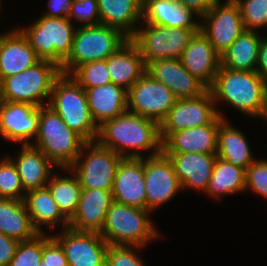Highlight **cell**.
<instances>
[{
    "instance_id": "ffe728a7",
    "label": "cell",
    "mask_w": 267,
    "mask_h": 266,
    "mask_svg": "<svg viewBox=\"0 0 267 266\" xmlns=\"http://www.w3.org/2000/svg\"><path fill=\"white\" fill-rule=\"evenodd\" d=\"M41 59L19 28L0 34V82L35 66Z\"/></svg>"
},
{
    "instance_id": "4dcf8cb0",
    "label": "cell",
    "mask_w": 267,
    "mask_h": 266,
    "mask_svg": "<svg viewBox=\"0 0 267 266\" xmlns=\"http://www.w3.org/2000/svg\"><path fill=\"white\" fill-rule=\"evenodd\" d=\"M262 36L246 30L221 55V66L235 71H256Z\"/></svg>"
},
{
    "instance_id": "681fc988",
    "label": "cell",
    "mask_w": 267,
    "mask_h": 266,
    "mask_svg": "<svg viewBox=\"0 0 267 266\" xmlns=\"http://www.w3.org/2000/svg\"><path fill=\"white\" fill-rule=\"evenodd\" d=\"M1 5H2V0H0V13H1ZM1 17V16H0Z\"/></svg>"
},
{
    "instance_id": "7a4b0ae2",
    "label": "cell",
    "mask_w": 267,
    "mask_h": 266,
    "mask_svg": "<svg viewBox=\"0 0 267 266\" xmlns=\"http://www.w3.org/2000/svg\"><path fill=\"white\" fill-rule=\"evenodd\" d=\"M209 89L216 106L224 102L249 118H260L267 105V81L256 71H235L220 66Z\"/></svg>"
},
{
    "instance_id": "60d3db41",
    "label": "cell",
    "mask_w": 267,
    "mask_h": 266,
    "mask_svg": "<svg viewBox=\"0 0 267 266\" xmlns=\"http://www.w3.org/2000/svg\"><path fill=\"white\" fill-rule=\"evenodd\" d=\"M68 18L72 22L78 21L81 27L100 24L97 0H74Z\"/></svg>"
},
{
    "instance_id": "b9f144b4",
    "label": "cell",
    "mask_w": 267,
    "mask_h": 266,
    "mask_svg": "<svg viewBox=\"0 0 267 266\" xmlns=\"http://www.w3.org/2000/svg\"><path fill=\"white\" fill-rule=\"evenodd\" d=\"M41 262L46 266H69L63 248L53 237L43 246Z\"/></svg>"
},
{
    "instance_id": "c3c4849f",
    "label": "cell",
    "mask_w": 267,
    "mask_h": 266,
    "mask_svg": "<svg viewBox=\"0 0 267 266\" xmlns=\"http://www.w3.org/2000/svg\"><path fill=\"white\" fill-rule=\"evenodd\" d=\"M259 119H262L267 124V105L264 107L262 115H261V117Z\"/></svg>"
},
{
    "instance_id": "f1b7e54d",
    "label": "cell",
    "mask_w": 267,
    "mask_h": 266,
    "mask_svg": "<svg viewBox=\"0 0 267 266\" xmlns=\"http://www.w3.org/2000/svg\"><path fill=\"white\" fill-rule=\"evenodd\" d=\"M24 203L38 233H46L41 227L43 225L48 226L50 231L61 223V229L69 228V220L59 210L47 186L26 192Z\"/></svg>"
},
{
    "instance_id": "7bdbcfd3",
    "label": "cell",
    "mask_w": 267,
    "mask_h": 266,
    "mask_svg": "<svg viewBox=\"0 0 267 266\" xmlns=\"http://www.w3.org/2000/svg\"><path fill=\"white\" fill-rule=\"evenodd\" d=\"M18 241L0 233V266H8L14 257Z\"/></svg>"
},
{
    "instance_id": "e0dca14e",
    "label": "cell",
    "mask_w": 267,
    "mask_h": 266,
    "mask_svg": "<svg viewBox=\"0 0 267 266\" xmlns=\"http://www.w3.org/2000/svg\"><path fill=\"white\" fill-rule=\"evenodd\" d=\"M146 72L169 88L177 99L200 96L208 88L182 65L180 59H158L146 64Z\"/></svg>"
},
{
    "instance_id": "d590c367",
    "label": "cell",
    "mask_w": 267,
    "mask_h": 266,
    "mask_svg": "<svg viewBox=\"0 0 267 266\" xmlns=\"http://www.w3.org/2000/svg\"><path fill=\"white\" fill-rule=\"evenodd\" d=\"M85 90L96 86L110 84L111 78L107 69V59L93 61L78 66L70 74Z\"/></svg>"
},
{
    "instance_id": "3957f363",
    "label": "cell",
    "mask_w": 267,
    "mask_h": 266,
    "mask_svg": "<svg viewBox=\"0 0 267 266\" xmlns=\"http://www.w3.org/2000/svg\"><path fill=\"white\" fill-rule=\"evenodd\" d=\"M147 209L113 202L99 233L109 245L145 248L150 242L163 238L151 220ZM150 217V218H149Z\"/></svg>"
},
{
    "instance_id": "9a60e30c",
    "label": "cell",
    "mask_w": 267,
    "mask_h": 266,
    "mask_svg": "<svg viewBox=\"0 0 267 266\" xmlns=\"http://www.w3.org/2000/svg\"><path fill=\"white\" fill-rule=\"evenodd\" d=\"M60 230L52 237L63 248L69 266H105L109 244L99 233Z\"/></svg>"
},
{
    "instance_id": "83f0119b",
    "label": "cell",
    "mask_w": 267,
    "mask_h": 266,
    "mask_svg": "<svg viewBox=\"0 0 267 266\" xmlns=\"http://www.w3.org/2000/svg\"><path fill=\"white\" fill-rule=\"evenodd\" d=\"M101 23L119 29L129 39L142 23L143 0H97ZM141 21V22H140Z\"/></svg>"
},
{
    "instance_id": "ab89813d",
    "label": "cell",
    "mask_w": 267,
    "mask_h": 266,
    "mask_svg": "<svg viewBox=\"0 0 267 266\" xmlns=\"http://www.w3.org/2000/svg\"><path fill=\"white\" fill-rule=\"evenodd\" d=\"M267 199V159H256L246 168L245 191Z\"/></svg>"
},
{
    "instance_id": "7c38bea8",
    "label": "cell",
    "mask_w": 267,
    "mask_h": 266,
    "mask_svg": "<svg viewBox=\"0 0 267 266\" xmlns=\"http://www.w3.org/2000/svg\"><path fill=\"white\" fill-rule=\"evenodd\" d=\"M200 30L221 56L245 31L240 8L235 0H217L200 18Z\"/></svg>"
},
{
    "instance_id": "8992f818",
    "label": "cell",
    "mask_w": 267,
    "mask_h": 266,
    "mask_svg": "<svg viewBox=\"0 0 267 266\" xmlns=\"http://www.w3.org/2000/svg\"><path fill=\"white\" fill-rule=\"evenodd\" d=\"M128 40L129 38L119 29L102 23L84 27L78 26L71 53L64 61L61 72L70 75L78 66L85 63L106 60Z\"/></svg>"
},
{
    "instance_id": "d4e9b609",
    "label": "cell",
    "mask_w": 267,
    "mask_h": 266,
    "mask_svg": "<svg viewBox=\"0 0 267 266\" xmlns=\"http://www.w3.org/2000/svg\"><path fill=\"white\" fill-rule=\"evenodd\" d=\"M13 161L25 192L44 188L50 181L55 165L37 147L22 145Z\"/></svg>"
},
{
    "instance_id": "603a6c76",
    "label": "cell",
    "mask_w": 267,
    "mask_h": 266,
    "mask_svg": "<svg viewBox=\"0 0 267 266\" xmlns=\"http://www.w3.org/2000/svg\"><path fill=\"white\" fill-rule=\"evenodd\" d=\"M172 161L182 190L207 191L211 178L216 154L182 153L165 154Z\"/></svg>"
},
{
    "instance_id": "5b68a950",
    "label": "cell",
    "mask_w": 267,
    "mask_h": 266,
    "mask_svg": "<svg viewBox=\"0 0 267 266\" xmlns=\"http://www.w3.org/2000/svg\"><path fill=\"white\" fill-rule=\"evenodd\" d=\"M85 143L50 107L40 108L38 133L31 145L43 152L56 168H70Z\"/></svg>"
},
{
    "instance_id": "277c9868",
    "label": "cell",
    "mask_w": 267,
    "mask_h": 266,
    "mask_svg": "<svg viewBox=\"0 0 267 266\" xmlns=\"http://www.w3.org/2000/svg\"><path fill=\"white\" fill-rule=\"evenodd\" d=\"M47 106L86 142L97 140L98 127L91 116L86 91L71 75L62 73L55 80Z\"/></svg>"
},
{
    "instance_id": "bcb514c9",
    "label": "cell",
    "mask_w": 267,
    "mask_h": 266,
    "mask_svg": "<svg viewBox=\"0 0 267 266\" xmlns=\"http://www.w3.org/2000/svg\"><path fill=\"white\" fill-rule=\"evenodd\" d=\"M256 72L267 81V36H262Z\"/></svg>"
},
{
    "instance_id": "4316f807",
    "label": "cell",
    "mask_w": 267,
    "mask_h": 266,
    "mask_svg": "<svg viewBox=\"0 0 267 266\" xmlns=\"http://www.w3.org/2000/svg\"><path fill=\"white\" fill-rule=\"evenodd\" d=\"M111 82L129 90L146 72V64L137 46L129 39L107 58Z\"/></svg>"
},
{
    "instance_id": "9c48e42d",
    "label": "cell",
    "mask_w": 267,
    "mask_h": 266,
    "mask_svg": "<svg viewBox=\"0 0 267 266\" xmlns=\"http://www.w3.org/2000/svg\"><path fill=\"white\" fill-rule=\"evenodd\" d=\"M140 25L130 40L139 49L145 64L158 59H180L190 39L200 30L170 28L149 23Z\"/></svg>"
},
{
    "instance_id": "f546056e",
    "label": "cell",
    "mask_w": 267,
    "mask_h": 266,
    "mask_svg": "<svg viewBox=\"0 0 267 266\" xmlns=\"http://www.w3.org/2000/svg\"><path fill=\"white\" fill-rule=\"evenodd\" d=\"M244 133L230 125L228 119H222L217 133V157L235 166L246 168L256 158Z\"/></svg>"
},
{
    "instance_id": "e575fe53",
    "label": "cell",
    "mask_w": 267,
    "mask_h": 266,
    "mask_svg": "<svg viewBox=\"0 0 267 266\" xmlns=\"http://www.w3.org/2000/svg\"><path fill=\"white\" fill-rule=\"evenodd\" d=\"M52 238L49 233H39L34 238L19 242L8 266H38L43 246Z\"/></svg>"
},
{
    "instance_id": "cb8c5ba5",
    "label": "cell",
    "mask_w": 267,
    "mask_h": 266,
    "mask_svg": "<svg viewBox=\"0 0 267 266\" xmlns=\"http://www.w3.org/2000/svg\"><path fill=\"white\" fill-rule=\"evenodd\" d=\"M196 16V17H195ZM200 17L177 0H143L142 23L184 29H200Z\"/></svg>"
},
{
    "instance_id": "d6986e66",
    "label": "cell",
    "mask_w": 267,
    "mask_h": 266,
    "mask_svg": "<svg viewBox=\"0 0 267 266\" xmlns=\"http://www.w3.org/2000/svg\"><path fill=\"white\" fill-rule=\"evenodd\" d=\"M180 61L184 68L208 89L212 86L221 66V56L201 30L193 35L182 52Z\"/></svg>"
},
{
    "instance_id": "f907efd6",
    "label": "cell",
    "mask_w": 267,
    "mask_h": 266,
    "mask_svg": "<svg viewBox=\"0 0 267 266\" xmlns=\"http://www.w3.org/2000/svg\"><path fill=\"white\" fill-rule=\"evenodd\" d=\"M38 266H46L43 262H41Z\"/></svg>"
},
{
    "instance_id": "8d00e7d4",
    "label": "cell",
    "mask_w": 267,
    "mask_h": 266,
    "mask_svg": "<svg viewBox=\"0 0 267 266\" xmlns=\"http://www.w3.org/2000/svg\"><path fill=\"white\" fill-rule=\"evenodd\" d=\"M25 193L13 161L9 156L2 157L0 160V198L24 200Z\"/></svg>"
},
{
    "instance_id": "4fadbf2b",
    "label": "cell",
    "mask_w": 267,
    "mask_h": 266,
    "mask_svg": "<svg viewBox=\"0 0 267 266\" xmlns=\"http://www.w3.org/2000/svg\"><path fill=\"white\" fill-rule=\"evenodd\" d=\"M176 100L169 88L145 72L128 90L127 110L161 124Z\"/></svg>"
},
{
    "instance_id": "52a82bcc",
    "label": "cell",
    "mask_w": 267,
    "mask_h": 266,
    "mask_svg": "<svg viewBox=\"0 0 267 266\" xmlns=\"http://www.w3.org/2000/svg\"><path fill=\"white\" fill-rule=\"evenodd\" d=\"M72 23L69 18L42 15L33 24L18 28L41 60L51 61L62 67L72 50L77 28Z\"/></svg>"
},
{
    "instance_id": "7dc6e473",
    "label": "cell",
    "mask_w": 267,
    "mask_h": 266,
    "mask_svg": "<svg viewBox=\"0 0 267 266\" xmlns=\"http://www.w3.org/2000/svg\"><path fill=\"white\" fill-rule=\"evenodd\" d=\"M4 103H5V99L3 97L2 86L0 84V116H1V110H2Z\"/></svg>"
},
{
    "instance_id": "2e32d148",
    "label": "cell",
    "mask_w": 267,
    "mask_h": 266,
    "mask_svg": "<svg viewBox=\"0 0 267 266\" xmlns=\"http://www.w3.org/2000/svg\"><path fill=\"white\" fill-rule=\"evenodd\" d=\"M40 108L28 103L5 101L0 116V136L11 143L32 144L38 133Z\"/></svg>"
},
{
    "instance_id": "d6a6232c",
    "label": "cell",
    "mask_w": 267,
    "mask_h": 266,
    "mask_svg": "<svg viewBox=\"0 0 267 266\" xmlns=\"http://www.w3.org/2000/svg\"><path fill=\"white\" fill-rule=\"evenodd\" d=\"M245 173V169L217 157L206 194L217 201L221 200L222 196L243 193Z\"/></svg>"
},
{
    "instance_id": "8fae6325",
    "label": "cell",
    "mask_w": 267,
    "mask_h": 266,
    "mask_svg": "<svg viewBox=\"0 0 267 266\" xmlns=\"http://www.w3.org/2000/svg\"><path fill=\"white\" fill-rule=\"evenodd\" d=\"M218 116L227 119L216 107L210 89L197 97L177 99L160 124L162 143L174 132L211 124Z\"/></svg>"
},
{
    "instance_id": "ba28073f",
    "label": "cell",
    "mask_w": 267,
    "mask_h": 266,
    "mask_svg": "<svg viewBox=\"0 0 267 266\" xmlns=\"http://www.w3.org/2000/svg\"><path fill=\"white\" fill-rule=\"evenodd\" d=\"M61 74L60 66L51 61L41 60L31 68L4 78L0 82L3 97L5 101L46 106L55 80Z\"/></svg>"
},
{
    "instance_id": "44dd1931",
    "label": "cell",
    "mask_w": 267,
    "mask_h": 266,
    "mask_svg": "<svg viewBox=\"0 0 267 266\" xmlns=\"http://www.w3.org/2000/svg\"><path fill=\"white\" fill-rule=\"evenodd\" d=\"M113 202L112 190L81 189L78 208L69 220V228L79 232L100 233Z\"/></svg>"
},
{
    "instance_id": "ee69618b",
    "label": "cell",
    "mask_w": 267,
    "mask_h": 266,
    "mask_svg": "<svg viewBox=\"0 0 267 266\" xmlns=\"http://www.w3.org/2000/svg\"><path fill=\"white\" fill-rule=\"evenodd\" d=\"M74 0H49L48 11L43 15L51 18H68Z\"/></svg>"
},
{
    "instance_id": "5bb4252c",
    "label": "cell",
    "mask_w": 267,
    "mask_h": 266,
    "mask_svg": "<svg viewBox=\"0 0 267 266\" xmlns=\"http://www.w3.org/2000/svg\"><path fill=\"white\" fill-rule=\"evenodd\" d=\"M147 210L154 212L182 191L172 161L163 152L144 157Z\"/></svg>"
},
{
    "instance_id": "6da1fadb",
    "label": "cell",
    "mask_w": 267,
    "mask_h": 266,
    "mask_svg": "<svg viewBox=\"0 0 267 266\" xmlns=\"http://www.w3.org/2000/svg\"><path fill=\"white\" fill-rule=\"evenodd\" d=\"M96 141L123 158L154 157L162 153L160 124L128 110L99 126ZM141 151L149 152L148 156Z\"/></svg>"
},
{
    "instance_id": "74e56055",
    "label": "cell",
    "mask_w": 267,
    "mask_h": 266,
    "mask_svg": "<svg viewBox=\"0 0 267 266\" xmlns=\"http://www.w3.org/2000/svg\"><path fill=\"white\" fill-rule=\"evenodd\" d=\"M246 30H267V0H235Z\"/></svg>"
},
{
    "instance_id": "836d02e7",
    "label": "cell",
    "mask_w": 267,
    "mask_h": 266,
    "mask_svg": "<svg viewBox=\"0 0 267 266\" xmlns=\"http://www.w3.org/2000/svg\"><path fill=\"white\" fill-rule=\"evenodd\" d=\"M62 172H68V176L58 175L56 171L47 184L53 199L62 214L70 220L75 214L81 193V185L77 175L70 168H60ZM72 174V175H70Z\"/></svg>"
},
{
    "instance_id": "ac0fdd59",
    "label": "cell",
    "mask_w": 267,
    "mask_h": 266,
    "mask_svg": "<svg viewBox=\"0 0 267 266\" xmlns=\"http://www.w3.org/2000/svg\"><path fill=\"white\" fill-rule=\"evenodd\" d=\"M112 194L117 203L147 209L144 157L122 159L113 181Z\"/></svg>"
},
{
    "instance_id": "484cf974",
    "label": "cell",
    "mask_w": 267,
    "mask_h": 266,
    "mask_svg": "<svg viewBox=\"0 0 267 266\" xmlns=\"http://www.w3.org/2000/svg\"><path fill=\"white\" fill-rule=\"evenodd\" d=\"M88 106L97 127L127 110L128 91L113 83L86 89Z\"/></svg>"
},
{
    "instance_id": "1f68e13d",
    "label": "cell",
    "mask_w": 267,
    "mask_h": 266,
    "mask_svg": "<svg viewBox=\"0 0 267 266\" xmlns=\"http://www.w3.org/2000/svg\"><path fill=\"white\" fill-rule=\"evenodd\" d=\"M0 233L18 242L39 234L31 223L24 200L0 198Z\"/></svg>"
},
{
    "instance_id": "f6af8a7d",
    "label": "cell",
    "mask_w": 267,
    "mask_h": 266,
    "mask_svg": "<svg viewBox=\"0 0 267 266\" xmlns=\"http://www.w3.org/2000/svg\"><path fill=\"white\" fill-rule=\"evenodd\" d=\"M191 9L198 17L205 15L217 0H177Z\"/></svg>"
},
{
    "instance_id": "7402d4cb",
    "label": "cell",
    "mask_w": 267,
    "mask_h": 266,
    "mask_svg": "<svg viewBox=\"0 0 267 266\" xmlns=\"http://www.w3.org/2000/svg\"><path fill=\"white\" fill-rule=\"evenodd\" d=\"M223 118L218 116L211 124L186 128L172 133L163 143L164 154H217V133Z\"/></svg>"
},
{
    "instance_id": "f35d334b",
    "label": "cell",
    "mask_w": 267,
    "mask_h": 266,
    "mask_svg": "<svg viewBox=\"0 0 267 266\" xmlns=\"http://www.w3.org/2000/svg\"><path fill=\"white\" fill-rule=\"evenodd\" d=\"M136 246L109 245L106 251L105 266H145Z\"/></svg>"
},
{
    "instance_id": "30bf717a",
    "label": "cell",
    "mask_w": 267,
    "mask_h": 266,
    "mask_svg": "<svg viewBox=\"0 0 267 266\" xmlns=\"http://www.w3.org/2000/svg\"><path fill=\"white\" fill-rule=\"evenodd\" d=\"M122 159L120 154L97 141L86 142L70 169L77 175L82 189L112 190Z\"/></svg>"
}]
</instances>
